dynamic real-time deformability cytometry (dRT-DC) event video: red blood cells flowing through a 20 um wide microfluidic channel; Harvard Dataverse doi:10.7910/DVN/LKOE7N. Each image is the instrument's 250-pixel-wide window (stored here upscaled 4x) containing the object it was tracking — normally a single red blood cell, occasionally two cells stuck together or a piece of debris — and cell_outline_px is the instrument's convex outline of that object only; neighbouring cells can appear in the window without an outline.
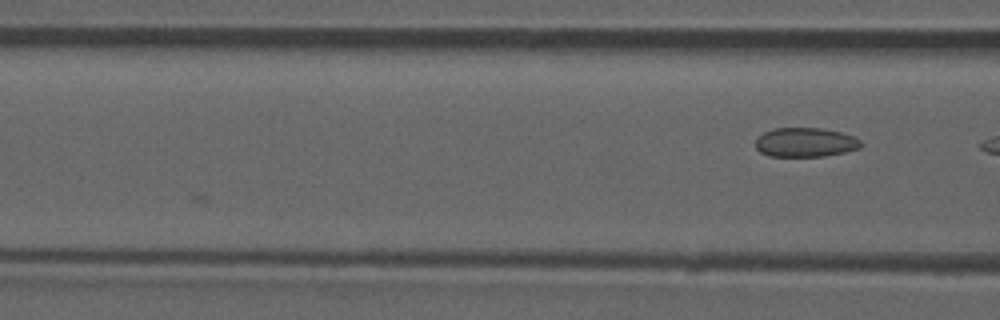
{"species": "common noctule bat (a hibernating species)", "species_latin": "Nyctalus noctula", "temperature_condition": "room temperature", "stored_images_in_passage": 4, "camera_frame_rate_fps": 3000, "um_per_image_px": 0.085, "animal": {"sex": "male", "forearm_length_mm": 52.5}, "frame": {"image": 1, "passage_image": 4, "time_ms": 3.333, "image_size_px": [1000, 320], "cell_outline_px": [[864, 144], [860, 148], [844, 152], [824, 156], [768, 156], [760, 152], [756, 148], [756, 136], [772, 128], [824, 128], [840, 132], [852, 136], [860, 140]], "centroid_in_image_um": [68.44, 12.09], "position_along_channel_um": 98.2, "area_um2": 18.09}}